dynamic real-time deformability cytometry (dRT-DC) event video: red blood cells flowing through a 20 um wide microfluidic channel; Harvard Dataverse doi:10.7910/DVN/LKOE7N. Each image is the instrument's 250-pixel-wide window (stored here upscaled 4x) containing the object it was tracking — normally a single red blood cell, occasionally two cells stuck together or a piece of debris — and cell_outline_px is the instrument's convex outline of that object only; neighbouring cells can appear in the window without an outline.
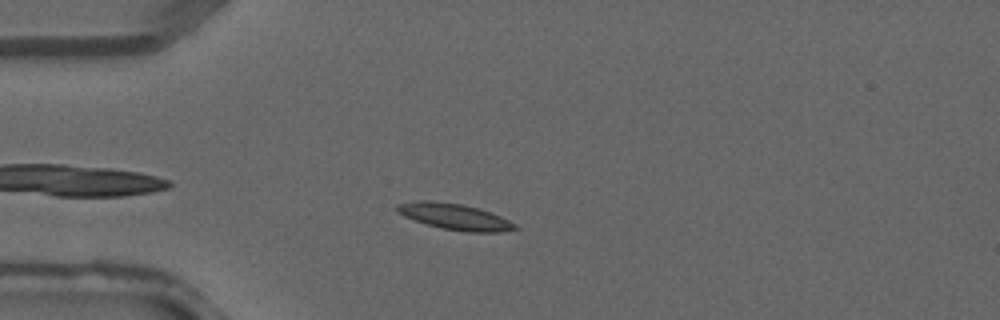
{"species": "common noctule bat (a hibernating species)", "species_latin": "Nyctalus noctula", "temperature_condition": "warm", "stored_images_in_passage": 2, "camera_frame_rate_fps": 3000, "um_per_image_px": 0.085, "animal": {"sex": "male", "forearm_length_mm": 52.5}, "frame": {"image": 1, "passage_image": 2, "time_ms": 0.333, "image_size_px": [1000, 320], "cell_outline_px": [[520, 228], [500, 232], [464, 232], [440, 228], [404, 216], [396, 212], [396, 204], [420, 200], [428, 200], [464, 204], [492, 212], [516, 224]], "centroid_in_image_um": [38.67, 18.41], "position_along_channel_um": 46.3, "area_um2": 18.03}}